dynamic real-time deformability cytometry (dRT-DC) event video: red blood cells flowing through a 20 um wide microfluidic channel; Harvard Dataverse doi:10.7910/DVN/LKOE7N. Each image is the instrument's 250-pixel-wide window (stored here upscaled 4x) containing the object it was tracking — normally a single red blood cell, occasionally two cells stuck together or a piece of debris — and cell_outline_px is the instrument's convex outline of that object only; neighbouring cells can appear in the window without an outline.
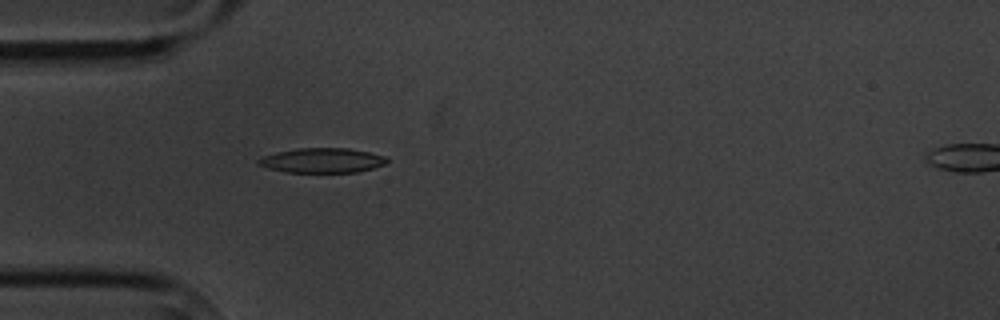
{"species": "common noctule bat (a hibernating species)", "species_latin": "Nyctalus noctula", "temperature_condition": "cold", "stored_images_in_passage": 2, "camera_frame_rate_fps": 3000, "um_per_image_px": 0.085, "animal": {"sex": "male", "body_mass_g": 20.1, "forearm_length_mm": 53.5}, "frame": {"image": 1, "passage_image": 1, "time_ms": 0.0, "image_size_px": [1000, 320], "cell_outline_px": [[388, 160], [384, 164], [372, 168], [356, 172], [288, 172], [268, 168], [256, 164], [256, 160], [264, 156], [276, 152], [296, 148], [348, 148], [368, 152], [384, 156]], "centroid_in_image_um": [27.34, 13.63], "position_along_channel_um": 57.7, "area_um2": 18.38}}